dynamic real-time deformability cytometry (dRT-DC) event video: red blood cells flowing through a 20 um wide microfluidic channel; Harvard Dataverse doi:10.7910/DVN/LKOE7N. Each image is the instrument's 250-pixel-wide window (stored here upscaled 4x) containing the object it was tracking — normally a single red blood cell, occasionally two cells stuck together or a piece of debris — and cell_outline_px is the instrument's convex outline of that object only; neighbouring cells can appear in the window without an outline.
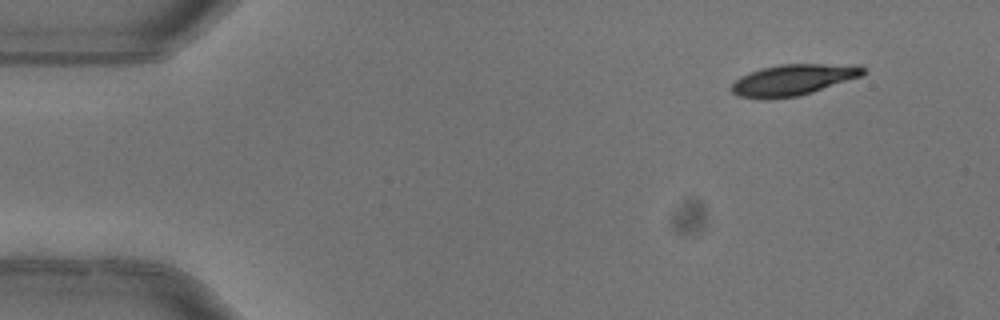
{"species": "common noctule bat (a hibernating species)", "species_latin": "Nyctalus noctula", "temperature_condition": "warm", "stored_images_in_passage": 2, "camera_frame_rate_fps": 3000, "um_per_image_px": 0.085, "animal": {"sex": "female"}, "frame": {"image": 1, "passage_image": 1, "time_ms": 0.0, "image_size_px": [1000, 320], "cell_outline_px": [[868, 72], [860, 76], [800, 96], [740, 96], [732, 92], [732, 84], [740, 76], [760, 68], [780, 64], [860, 64]], "centroid_in_image_um": [67.51, 6.72], "position_along_channel_um": 17.5, "area_um2": 23.12}}